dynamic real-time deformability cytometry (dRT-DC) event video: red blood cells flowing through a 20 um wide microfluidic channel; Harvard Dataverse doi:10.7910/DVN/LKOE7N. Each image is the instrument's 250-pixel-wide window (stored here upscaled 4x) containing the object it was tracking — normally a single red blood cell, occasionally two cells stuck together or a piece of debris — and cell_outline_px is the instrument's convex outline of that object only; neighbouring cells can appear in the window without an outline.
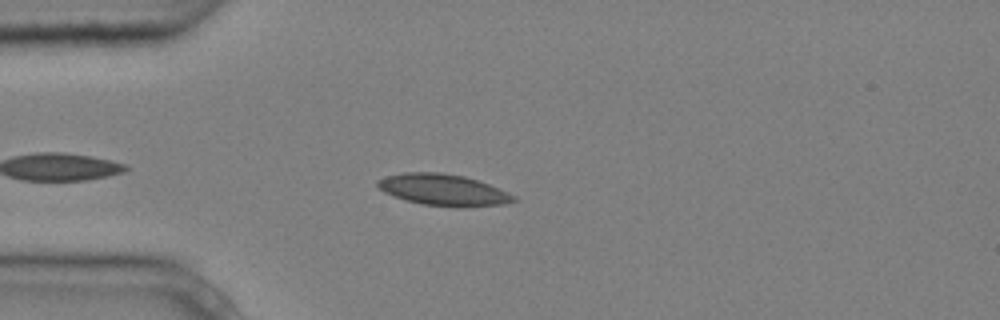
{"species": "common noctule bat (a hibernating species)", "species_latin": "Nyctalus noctula", "temperature_condition": "cold", "stored_images_in_passage": 5, "camera_frame_rate_fps": 3000, "um_per_image_px": 0.085, "animal": {"sex": "male", "body_mass_g": 20.4}, "frame": {"image": 1, "passage_image": 4, "time_ms": 1.0, "image_size_px": [1000, 320], "cell_outline_px": [[516, 200], [504, 204], [464, 208], [456, 208], [420, 204], [404, 200], [392, 196], [384, 192], [376, 184], [376, 180], [388, 176], [404, 172], [440, 172], [464, 176], [488, 184], [508, 192], [516, 196]], "centroid_in_image_um": [37.67, 16.16], "position_along_channel_um": 47.3, "area_um2": 25.2}}